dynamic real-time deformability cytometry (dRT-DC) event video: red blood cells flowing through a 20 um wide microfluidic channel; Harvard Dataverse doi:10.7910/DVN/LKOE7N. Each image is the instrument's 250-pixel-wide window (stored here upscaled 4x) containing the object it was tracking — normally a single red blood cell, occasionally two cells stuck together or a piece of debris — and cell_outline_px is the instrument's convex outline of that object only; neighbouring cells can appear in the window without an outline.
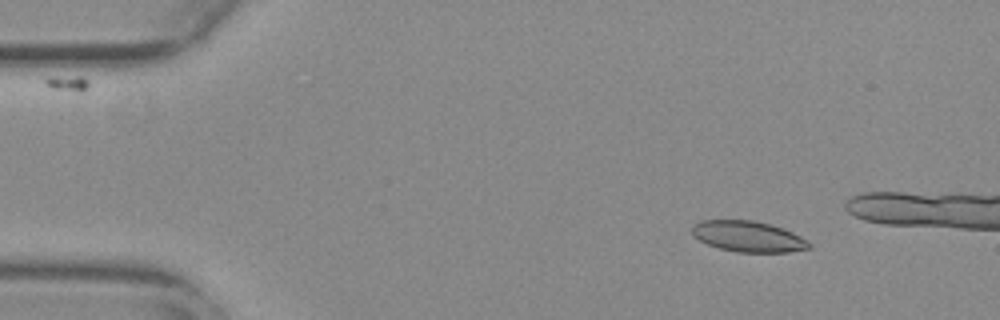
{"species": "common noctule bat (a hibernating species)", "species_latin": "Nyctalus noctula", "temperature_condition": "warm", "stored_images_in_passage": 10, "camera_frame_rate_fps": 3000, "um_per_image_px": 0.085, "animal": {"sex": "female", "body_mass_g": 29.2, "forearm_length_mm": 56.3}, "frame": {"image": 1, "passage_image": 2, "time_ms": 0.333, "image_size_px": [1000, 320], "cell_outline_px": [[812, 248], [788, 252], [736, 252], [720, 248], [708, 244], [692, 236], [692, 224], [700, 220], [752, 220], [784, 228], [808, 240], [812, 244]], "centroid_in_image_um": [63.6, 20.1], "position_along_channel_um": 21.4, "area_um2": 21.15}}